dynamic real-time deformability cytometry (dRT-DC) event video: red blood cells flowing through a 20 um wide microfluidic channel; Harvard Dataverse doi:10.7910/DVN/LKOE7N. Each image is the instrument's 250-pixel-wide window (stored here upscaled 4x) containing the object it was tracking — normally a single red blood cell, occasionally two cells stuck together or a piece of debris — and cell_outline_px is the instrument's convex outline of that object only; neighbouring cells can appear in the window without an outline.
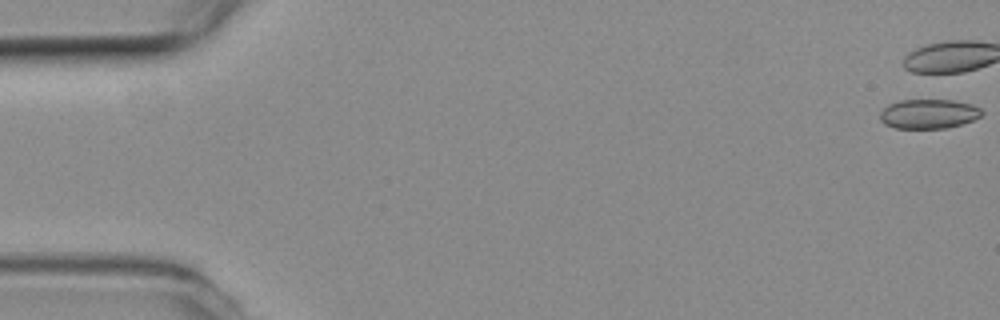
{"species": "common noctule bat (a hibernating species)", "species_latin": "Nyctalus noctula", "temperature_condition": "room temperature", "stored_images_in_passage": 13, "camera_frame_rate_fps": 3000, "um_per_image_px": 0.085, "animal": {"sex": "female", "body_mass_g": 19.3, "forearm_length_mm": 54.1}, "frame": {"image": 1, "passage_image": 1, "time_ms": 0.0, "image_size_px": [1000, 320], "cell_outline_px": [[984, 112], [980, 116], [972, 120], [960, 124], [944, 128], [896, 128], [884, 124], [880, 120], [880, 112], [888, 104], [900, 100], [952, 100], [972, 104], [980, 108]], "centroid_in_image_um": [78.91, 9.67], "position_along_channel_um": 6.1, "area_um2": 17.4}}